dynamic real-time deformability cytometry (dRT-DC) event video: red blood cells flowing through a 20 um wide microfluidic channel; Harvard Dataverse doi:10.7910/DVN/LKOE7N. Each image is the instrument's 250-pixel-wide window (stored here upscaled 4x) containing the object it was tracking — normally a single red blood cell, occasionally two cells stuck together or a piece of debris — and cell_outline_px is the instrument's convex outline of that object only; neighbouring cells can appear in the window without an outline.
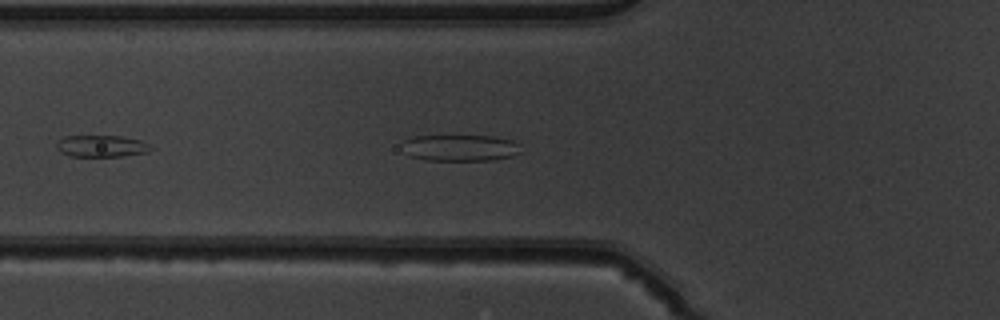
{"species": "common noctule bat (a hibernating species)", "species_latin": "Nyctalus noctula", "temperature_condition": "warm", "stored_images_in_passage": 17, "camera_frame_rate_fps": 3000, "um_per_image_px": 0.085, "animal": {"sex": "male", "body_mass_g": 19.5, "forearm_length_mm": 54.6}, "frame": {"image": 1, "passage_image": 6, "time_ms": 1.667, "image_size_px": [1000, 320], "cell_outline_px": [[520, 152], [512, 156], [492, 160], [424, 160], [408, 156], [404, 140], [412, 136], [496, 136], [512, 140], [520, 144]], "centroid_in_image_um": [39.16, 12.56], "position_along_channel_um": 86.6, "area_um2": 18.21}}